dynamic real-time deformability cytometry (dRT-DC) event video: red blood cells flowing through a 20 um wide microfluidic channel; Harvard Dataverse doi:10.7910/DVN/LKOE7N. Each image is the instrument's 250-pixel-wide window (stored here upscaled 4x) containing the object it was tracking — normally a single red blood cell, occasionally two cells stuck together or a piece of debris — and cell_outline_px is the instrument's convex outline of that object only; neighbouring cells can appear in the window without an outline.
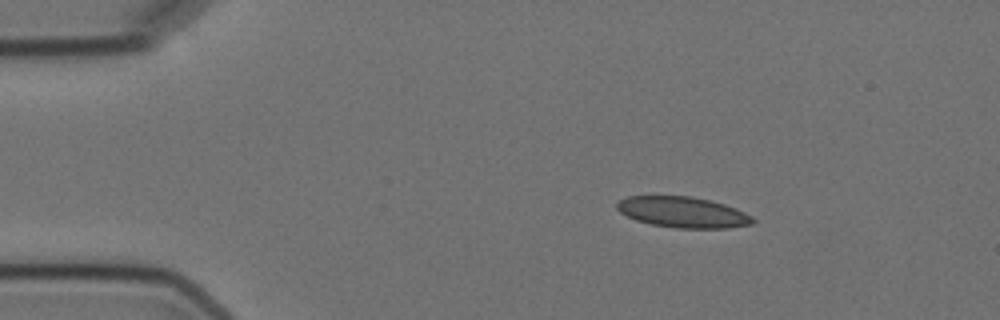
{"species": "Egyptian fruit bat (a non-hibernating species)", "species_latin": "Rousettus aegyptiacus", "temperature_condition": "cold", "stored_images_in_passage": 3, "camera_frame_rate_fps": 3000, "um_per_image_px": 0.085, "animal": {"sex": "female"}, "frame": {"image": 1, "passage_image": 1, "time_ms": 0.0, "image_size_px": [1000, 320], "cell_outline_px": [[756, 220], [752, 224], [728, 228], [676, 228], [652, 224], [636, 220], [620, 212], [616, 208], [616, 204], [620, 200], [628, 196], [692, 196], [724, 204], [736, 208], [752, 216]], "centroid_in_image_um": [58.06, 18.04], "position_along_channel_um": 26.9, "area_um2": 24.33}}